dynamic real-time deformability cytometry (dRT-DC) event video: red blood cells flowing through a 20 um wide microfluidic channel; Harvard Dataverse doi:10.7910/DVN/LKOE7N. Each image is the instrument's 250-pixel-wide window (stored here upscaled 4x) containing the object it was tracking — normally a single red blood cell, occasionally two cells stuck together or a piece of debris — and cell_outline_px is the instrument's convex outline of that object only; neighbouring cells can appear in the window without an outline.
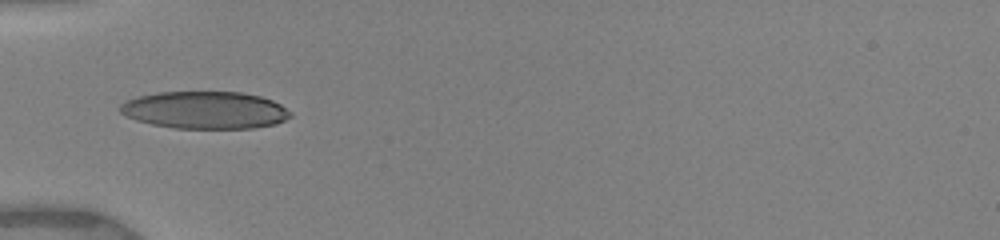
{"species": "human", "species_latin": "Homo sapiens", "temperature_condition": "warm", "stored_images_in_passage": 3, "camera_frame_rate_fps": 3000, "um_per_image_px": 0.085, "donor": {"sex": "female"}, "frame": {"image": 1, "passage_image": 1, "time_ms": 0.0, "image_size_px": [1000, 240], "cell_outline_px": [[292, 116], [276, 124], [252, 128], [176, 128], [152, 124], [136, 120], [120, 112], [120, 104], [128, 100], [140, 96], [156, 92], [244, 92], [260, 96], [272, 100], [280, 104], [292, 112]], "centroid_in_image_um": [17.46, 9.35], "position_along_channel_um": 67.5, "area_um2": 36.99}}